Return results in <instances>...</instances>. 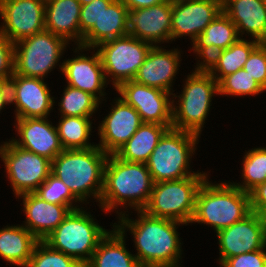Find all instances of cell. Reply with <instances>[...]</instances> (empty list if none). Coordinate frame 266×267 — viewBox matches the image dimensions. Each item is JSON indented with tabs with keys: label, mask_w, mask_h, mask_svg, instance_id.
I'll list each match as a JSON object with an SVG mask.
<instances>
[{
	"label": "cell",
	"mask_w": 266,
	"mask_h": 267,
	"mask_svg": "<svg viewBox=\"0 0 266 267\" xmlns=\"http://www.w3.org/2000/svg\"><path fill=\"white\" fill-rule=\"evenodd\" d=\"M136 219L123 214L117 218L114 227L127 238V231L133 236L136 249L134 255L141 267H181L183 242L178 232L185 225L170 219L157 218L143 210L135 211ZM182 242V243H181Z\"/></svg>",
	"instance_id": "obj_1"
},
{
	"label": "cell",
	"mask_w": 266,
	"mask_h": 267,
	"mask_svg": "<svg viewBox=\"0 0 266 267\" xmlns=\"http://www.w3.org/2000/svg\"><path fill=\"white\" fill-rule=\"evenodd\" d=\"M153 185L146 163L127 162L115 154H109L98 207L106 214L115 211L117 217L128 213L129 209L143 210L149 201Z\"/></svg>",
	"instance_id": "obj_2"
},
{
	"label": "cell",
	"mask_w": 266,
	"mask_h": 267,
	"mask_svg": "<svg viewBox=\"0 0 266 267\" xmlns=\"http://www.w3.org/2000/svg\"><path fill=\"white\" fill-rule=\"evenodd\" d=\"M107 157L98 145L89 149L63 150L52 161L51 173L67 185L85 207L92 197L91 200L99 205Z\"/></svg>",
	"instance_id": "obj_3"
},
{
	"label": "cell",
	"mask_w": 266,
	"mask_h": 267,
	"mask_svg": "<svg viewBox=\"0 0 266 267\" xmlns=\"http://www.w3.org/2000/svg\"><path fill=\"white\" fill-rule=\"evenodd\" d=\"M208 177L198 190L190 224L212 227L214 232L243 220L251 211L249 193L230 181L216 183Z\"/></svg>",
	"instance_id": "obj_4"
},
{
	"label": "cell",
	"mask_w": 266,
	"mask_h": 267,
	"mask_svg": "<svg viewBox=\"0 0 266 267\" xmlns=\"http://www.w3.org/2000/svg\"><path fill=\"white\" fill-rule=\"evenodd\" d=\"M194 67L183 80L181 94L172 95V128L201 137L212 108V98L219 95L218 82L202 65Z\"/></svg>",
	"instance_id": "obj_5"
},
{
	"label": "cell",
	"mask_w": 266,
	"mask_h": 267,
	"mask_svg": "<svg viewBox=\"0 0 266 267\" xmlns=\"http://www.w3.org/2000/svg\"><path fill=\"white\" fill-rule=\"evenodd\" d=\"M200 138L199 135L188 131L169 129L146 162L153 182L184 179L193 175H209L208 171L194 172L190 166Z\"/></svg>",
	"instance_id": "obj_6"
},
{
	"label": "cell",
	"mask_w": 266,
	"mask_h": 267,
	"mask_svg": "<svg viewBox=\"0 0 266 267\" xmlns=\"http://www.w3.org/2000/svg\"><path fill=\"white\" fill-rule=\"evenodd\" d=\"M87 211L85 207L71 211L43 240L53 249L75 258L83 266L90 261L99 242L110 231Z\"/></svg>",
	"instance_id": "obj_7"
},
{
	"label": "cell",
	"mask_w": 266,
	"mask_h": 267,
	"mask_svg": "<svg viewBox=\"0 0 266 267\" xmlns=\"http://www.w3.org/2000/svg\"><path fill=\"white\" fill-rule=\"evenodd\" d=\"M209 175H193L184 179L154 183L143 211L153 217L189 225L199 188Z\"/></svg>",
	"instance_id": "obj_8"
},
{
	"label": "cell",
	"mask_w": 266,
	"mask_h": 267,
	"mask_svg": "<svg viewBox=\"0 0 266 267\" xmlns=\"http://www.w3.org/2000/svg\"><path fill=\"white\" fill-rule=\"evenodd\" d=\"M69 43L44 30L14 44V73L44 79L57 66L62 73L63 55Z\"/></svg>",
	"instance_id": "obj_9"
},
{
	"label": "cell",
	"mask_w": 266,
	"mask_h": 267,
	"mask_svg": "<svg viewBox=\"0 0 266 267\" xmlns=\"http://www.w3.org/2000/svg\"><path fill=\"white\" fill-rule=\"evenodd\" d=\"M152 44L126 35L99 44L98 51L105 78L115 90L121 83L134 80Z\"/></svg>",
	"instance_id": "obj_10"
},
{
	"label": "cell",
	"mask_w": 266,
	"mask_h": 267,
	"mask_svg": "<svg viewBox=\"0 0 266 267\" xmlns=\"http://www.w3.org/2000/svg\"><path fill=\"white\" fill-rule=\"evenodd\" d=\"M1 143L0 160L15 198L34 193L51 174L52 161L16 146L10 139Z\"/></svg>",
	"instance_id": "obj_11"
},
{
	"label": "cell",
	"mask_w": 266,
	"mask_h": 267,
	"mask_svg": "<svg viewBox=\"0 0 266 267\" xmlns=\"http://www.w3.org/2000/svg\"><path fill=\"white\" fill-rule=\"evenodd\" d=\"M91 50H93L91 52ZM75 57L63 61L62 75L66 84L93 95L100 104L107 101L105 91L108 83L105 78L101 58L95 48H86L77 45L72 48ZM90 51L89 53L83 52ZM88 55V56H87Z\"/></svg>",
	"instance_id": "obj_12"
},
{
	"label": "cell",
	"mask_w": 266,
	"mask_h": 267,
	"mask_svg": "<svg viewBox=\"0 0 266 267\" xmlns=\"http://www.w3.org/2000/svg\"><path fill=\"white\" fill-rule=\"evenodd\" d=\"M219 265L230 257L257 251L266 247V219L251 212L243 220L216 232Z\"/></svg>",
	"instance_id": "obj_13"
},
{
	"label": "cell",
	"mask_w": 266,
	"mask_h": 267,
	"mask_svg": "<svg viewBox=\"0 0 266 267\" xmlns=\"http://www.w3.org/2000/svg\"><path fill=\"white\" fill-rule=\"evenodd\" d=\"M9 81L10 104L14 105L15 119L47 118L57 104L44 79L13 74Z\"/></svg>",
	"instance_id": "obj_14"
},
{
	"label": "cell",
	"mask_w": 266,
	"mask_h": 267,
	"mask_svg": "<svg viewBox=\"0 0 266 267\" xmlns=\"http://www.w3.org/2000/svg\"><path fill=\"white\" fill-rule=\"evenodd\" d=\"M115 91L121 99L136 109L143 123L172 126L173 94L135 80L121 83Z\"/></svg>",
	"instance_id": "obj_15"
},
{
	"label": "cell",
	"mask_w": 266,
	"mask_h": 267,
	"mask_svg": "<svg viewBox=\"0 0 266 267\" xmlns=\"http://www.w3.org/2000/svg\"><path fill=\"white\" fill-rule=\"evenodd\" d=\"M0 33L13 44L45 30V4L40 0H0Z\"/></svg>",
	"instance_id": "obj_16"
},
{
	"label": "cell",
	"mask_w": 266,
	"mask_h": 267,
	"mask_svg": "<svg viewBox=\"0 0 266 267\" xmlns=\"http://www.w3.org/2000/svg\"><path fill=\"white\" fill-rule=\"evenodd\" d=\"M112 101L109 113L97 127L100 138L97 145L108 155L115 154L143 123L136 109L119 96Z\"/></svg>",
	"instance_id": "obj_17"
},
{
	"label": "cell",
	"mask_w": 266,
	"mask_h": 267,
	"mask_svg": "<svg viewBox=\"0 0 266 267\" xmlns=\"http://www.w3.org/2000/svg\"><path fill=\"white\" fill-rule=\"evenodd\" d=\"M222 11V0L172 3L171 42L188 36L193 43Z\"/></svg>",
	"instance_id": "obj_18"
},
{
	"label": "cell",
	"mask_w": 266,
	"mask_h": 267,
	"mask_svg": "<svg viewBox=\"0 0 266 267\" xmlns=\"http://www.w3.org/2000/svg\"><path fill=\"white\" fill-rule=\"evenodd\" d=\"M16 136L10 140L18 147L53 161L64 149L56 125L47 118L15 119Z\"/></svg>",
	"instance_id": "obj_19"
},
{
	"label": "cell",
	"mask_w": 266,
	"mask_h": 267,
	"mask_svg": "<svg viewBox=\"0 0 266 267\" xmlns=\"http://www.w3.org/2000/svg\"><path fill=\"white\" fill-rule=\"evenodd\" d=\"M172 2L129 11L128 34L153 46L171 42Z\"/></svg>",
	"instance_id": "obj_20"
},
{
	"label": "cell",
	"mask_w": 266,
	"mask_h": 267,
	"mask_svg": "<svg viewBox=\"0 0 266 267\" xmlns=\"http://www.w3.org/2000/svg\"><path fill=\"white\" fill-rule=\"evenodd\" d=\"M165 48L164 45L152 46L134 80L173 94L183 51L175 47L170 50Z\"/></svg>",
	"instance_id": "obj_21"
},
{
	"label": "cell",
	"mask_w": 266,
	"mask_h": 267,
	"mask_svg": "<svg viewBox=\"0 0 266 267\" xmlns=\"http://www.w3.org/2000/svg\"><path fill=\"white\" fill-rule=\"evenodd\" d=\"M21 198L26 216L22 225L38 240H44L74 210L71 206L46 202L35 193H25L15 199Z\"/></svg>",
	"instance_id": "obj_22"
},
{
	"label": "cell",
	"mask_w": 266,
	"mask_h": 267,
	"mask_svg": "<svg viewBox=\"0 0 266 267\" xmlns=\"http://www.w3.org/2000/svg\"><path fill=\"white\" fill-rule=\"evenodd\" d=\"M222 11L236 25L240 38L248 36L266 43V5L263 0H222Z\"/></svg>",
	"instance_id": "obj_23"
},
{
	"label": "cell",
	"mask_w": 266,
	"mask_h": 267,
	"mask_svg": "<svg viewBox=\"0 0 266 267\" xmlns=\"http://www.w3.org/2000/svg\"><path fill=\"white\" fill-rule=\"evenodd\" d=\"M239 38L236 25L221 11L191 44L190 51L196 54V59L199 58L196 65H203L216 52L230 47Z\"/></svg>",
	"instance_id": "obj_24"
},
{
	"label": "cell",
	"mask_w": 266,
	"mask_h": 267,
	"mask_svg": "<svg viewBox=\"0 0 266 267\" xmlns=\"http://www.w3.org/2000/svg\"><path fill=\"white\" fill-rule=\"evenodd\" d=\"M78 0H52L45 4V30L63 37L69 44L80 45Z\"/></svg>",
	"instance_id": "obj_25"
},
{
	"label": "cell",
	"mask_w": 266,
	"mask_h": 267,
	"mask_svg": "<svg viewBox=\"0 0 266 267\" xmlns=\"http://www.w3.org/2000/svg\"><path fill=\"white\" fill-rule=\"evenodd\" d=\"M129 10L121 0L104 7L98 22L83 36L82 46L95 48L99 44L128 35Z\"/></svg>",
	"instance_id": "obj_26"
},
{
	"label": "cell",
	"mask_w": 266,
	"mask_h": 267,
	"mask_svg": "<svg viewBox=\"0 0 266 267\" xmlns=\"http://www.w3.org/2000/svg\"><path fill=\"white\" fill-rule=\"evenodd\" d=\"M38 239L22 224L0 228V258L17 267H26Z\"/></svg>",
	"instance_id": "obj_27"
},
{
	"label": "cell",
	"mask_w": 266,
	"mask_h": 267,
	"mask_svg": "<svg viewBox=\"0 0 266 267\" xmlns=\"http://www.w3.org/2000/svg\"><path fill=\"white\" fill-rule=\"evenodd\" d=\"M111 228L99 242L85 267H141L135 255L128 251L126 238L114 227V224Z\"/></svg>",
	"instance_id": "obj_28"
},
{
	"label": "cell",
	"mask_w": 266,
	"mask_h": 267,
	"mask_svg": "<svg viewBox=\"0 0 266 267\" xmlns=\"http://www.w3.org/2000/svg\"><path fill=\"white\" fill-rule=\"evenodd\" d=\"M259 44L254 39L239 38L230 47L216 52L202 66L219 82L223 77L243 69L249 55Z\"/></svg>",
	"instance_id": "obj_29"
},
{
	"label": "cell",
	"mask_w": 266,
	"mask_h": 267,
	"mask_svg": "<svg viewBox=\"0 0 266 267\" xmlns=\"http://www.w3.org/2000/svg\"><path fill=\"white\" fill-rule=\"evenodd\" d=\"M171 128L172 126L161 124L142 123L115 155L127 162L146 163L162 136Z\"/></svg>",
	"instance_id": "obj_30"
},
{
	"label": "cell",
	"mask_w": 266,
	"mask_h": 267,
	"mask_svg": "<svg viewBox=\"0 0 266 267\" xmlns=\"http://www.w3.org/2000/svg\"><path fill=\"white\" fill-rule=\"evenodd\" d=\"M56 124L60 143L64 150L89 149L97 146L90 142L94 124L92 117L60 116Z\"/></svg>",
	"instance_id": "obj_31"
},
{
	"label": "cell",
	"mask_w": 266,
	"mask_h": 267,
	"mask_svg": "<svg viewBox=\"0 0 266 267\" xmlns=\"http://www.w3.org/2000/svg\"><path fill=\"white\" fill-rule=\"evenodd\" d=\"M241 164V182L231 183L244 192L249 193L257 185L266 182V147L245 150Z\"/></svg>",
	"instance_id": "obj_32"
},
{
	"label": "cell",
	"mask_w": 266,
	"mask_h": 267,
	"mask_svg": "<svg viewBox=\"0 0 266 267\" xmlns=\"http://www.w3.org/2000/svg\"><path fill=\"white\" fill-rule=\"evenodd\" d=\"M62 93L57 108L60 116L93 117L98 110L100 111V102L85 91L65 84Z\"/></svg>",
	"instance_id": "obj_33"
},
{
	"label": "cell",
	"mask_w": 266,
	"mask_h": 267,
	"mask_svg": "<svg viewBox=\"0 0 266 267\" xmlns=\"http://www.w3.org/2000/svg\"><path fill=\"white\" fill-rule=\"evenodd\" d=\"M265 90L244 69L223 77L218 82V94L227 97L256 96Z\"/></svg>",
	"instance_id": "obj_34"
},
{
	"label": "cell",
	"mask_w": 266,
	"mask_h": 267,
	"mask_svg": "<svg viewBox=\"0 0 266 267\" xmlns=\"http://www.w3.org/2000/svg\"><path fill=\"white\" fill-rule=\"evenodd\" d=\"M34 193L49 203L71 206L74 210L83 207V204L72 194L67 185L52 173Z\"/></svg>",
	"instance_id": "obj_35"
},
{
	"label": "cell",
	"mask_w": 266,
	"mask_h": 267,
	"mask_svg": "<svg viewBox=\"0 0 266 267\" xmlns=\"http://www.w3.org/2000/svg\"><path fill=\"white\" fill-rule=\"evenodd\" d=\"M26 267H84L75 258L53 249L43 240L36 244Z\"/></svg>",
	"instance_id": "obj_36"
},
{
	"label": "cell",
	"mask_w": 266,
	"mask_h": 267,
	"mask_svg": "<svg viewBox=\"0 0 266 267\" xmlns=\"http://www.w3.org/2000/svg\"><path fill=\"white\" fill-rule=\"evenodd\" d=\"M243 69L266 91V43H260L251 52Z\"/></svg>",
	"instance_id": "obj_37"
},
{
	"label": "cell",
	"mask_w": 266,
	"mask_h": 267,
	"mask_svg": "<svg viewBox=\"0 0 266 267\" xmlns=\"http://www.w3.org/2000/svg\"><path fill=\"white\" fill-rule=\"evenodd\" d=\"M114 0H94L91 3L81 6L80 12V46L83 36L98 22L104 7H108Z\"/></svg>",
	"instance_id": "obj_38"
},
{
	"label": "cell",
	"mask_w": 266,
	"mask_h": 267,
	"mask_svg": "<svg viewBox=\"0 0 266 267\" xmlns=\"http://www.w3.org/2000/svg\"><path fill=\"white\" fill-rule=\"evenodd\" d=\"M220 267H266V247L257 251L226 258L220 264Z\"/></svg>",
	"instance_id": "obj_39"
},
{
	"label": "cell",
	"mask_w": 266,
	"mask_h": 267,
	"mask_svg": "<svg viewBox=\"0 0 266 267\" xmlns=\"http://www.w3.org/2000/svg\"><path fill=\"white\" fill-rule=\"evenodd\" d=\"M14 74V44L0 33V80Z\"/></svg>",
	"instance_id": "obj_40"
},
{
	"label": "cell",
	"mask_w": 266,
	"mask_h": 267,
	"mask_svg": "<svg viewBox=\"0 0 266 267\" xmlns=\"http://www.w3.org/2000/svg\"><path fill=\"white\" fill-rule=\"evenodd\" d=\"M251 211L266 219V182L257 185L249 192Z\"/></svg>",
	"instance_id": "obj_41"
},
{
	"label": "cell",
	"mask_w": 266,
	"mask_h": 267,
	"mask_svg": "<svg viewBox=\"0 0 266 267\" xmlns=\"http://www.w3.org/2000/svg\"><path fill=\"white\" fill-rule=\"evenodd\" d=\"M129 11L134 9L148 8L154 5L167 2L168 0H121Z\"/></svg>",
	"instance_id": "obj_42"
},
{
	"label": "cell",
	"mask_w": 266,
	"mask_h": 267,
	"mask_svg": "<svg viewBox=\"0 0 266 267\" xmlns=\"http://www.w3.org/2000/svg\"><path fill=\"white\" fill-rule=\"evenodd\" d=\"M10 105V85L8 80H0V113Z\"/></svg>",
	"instance_id": "obj_43"
},
{
	"label": "cell",
	"mask_w": 266,
	"mask_h": 267,
	"mask_svg": "<svg viewBox=\"0 0 266 267\" xmlns=\"http://www.w3.org/2000/svg\"><path fill=\"white\" fill-rule=\"evenodd\" d=\"M78 1L80 2V4H81L82 6H84V5H87V4L91 3V2L94 1V0H78Z\"/></svg>",
	"instance_id": "obj_44"
},
{
	"label": "cell",
	"mask_w": 266,
	"mask_h": 267,
	"mask_svg": "<svg viewBox=\"0 0 266 267\" xmlns=\"http://www.w3.org/2000/svg\"><path fill=\"white\" fill-rule=\"evenodd\" d=\"M172 3H179V2H190V1H195V0H169Z\"/></svg>",
	"instance_id": "obj_45"
},
{
	"label": "cell",
	"mask_w": 266,
	"mask_h": 267,
	"mask_svg": "<svg viewBox=\"0 0 266 267\" xmlns=\"http://www.w3.org/2000/svg\"><path fill=\"white\" fill-rule=\"evenodd\" d=\"M40 1L43 2L44 4H46V3H48V2H50L52 0H40Z\"/></svg>",
	"instance_id": "obj_46"
}]
</instances>
